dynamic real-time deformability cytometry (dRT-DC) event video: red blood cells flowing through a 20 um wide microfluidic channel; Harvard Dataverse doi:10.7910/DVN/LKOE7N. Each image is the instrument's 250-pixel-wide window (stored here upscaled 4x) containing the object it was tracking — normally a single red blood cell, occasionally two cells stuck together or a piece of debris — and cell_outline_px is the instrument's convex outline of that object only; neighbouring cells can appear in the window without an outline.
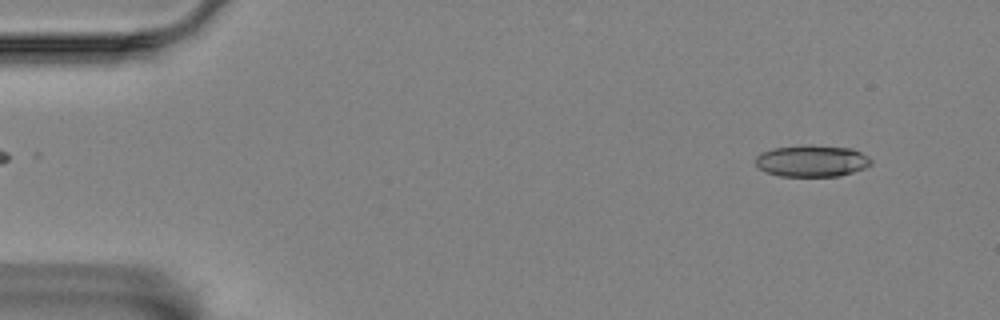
{"species": "Egyptian fruit bat (a non-hibernating species)", "species_latin": "Rousettus aegyptiacus", "temperature_condition": "room temperature", "stored_images_in_passage": 56, "camera_frame_rate_fps": 3000, "um_per_image_px": 0.085, "animal": {"sex": "female"}, "frame": {"image": 1, "passage_image": 4, "time_ms": 1.0, "image_size_px": [1000, 320], "cell_outline_px": [[872, 164], [864, 168], [840, 176], [780, 176], [764, 172], [756, 164], [756, 156], [760, 152], [772, 148], [808, 144], [852, 148], [868, 156], [872, 160]], "centroid_in_image_um": [69.0, 13.67], "position_along_channel_um": 16.0, "area_um2": 21.56}}
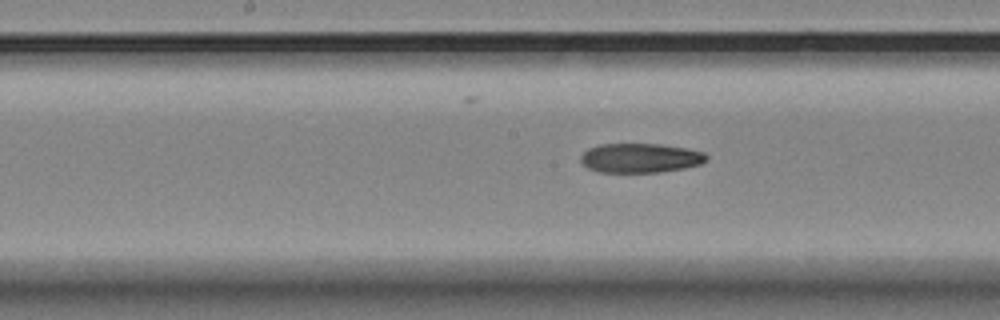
{"frame": {"image": 2, "passage_image": 28, "time_ms": 9.0, "image_size_px": [1000, 320], "cell_outline_px": [[708, 160], [700, 164], [684, 168], [660, 172], [600, 172], [588, 168], [580, 160], [580, 156], [588, 148], [600, 144], [660, 144], [684, 148], [704, 152], [708, 156]], "centroid_in_image_um": [54.43, 13.43], "position_along_channel_um": 193.8, "area_um2": 21.5}}
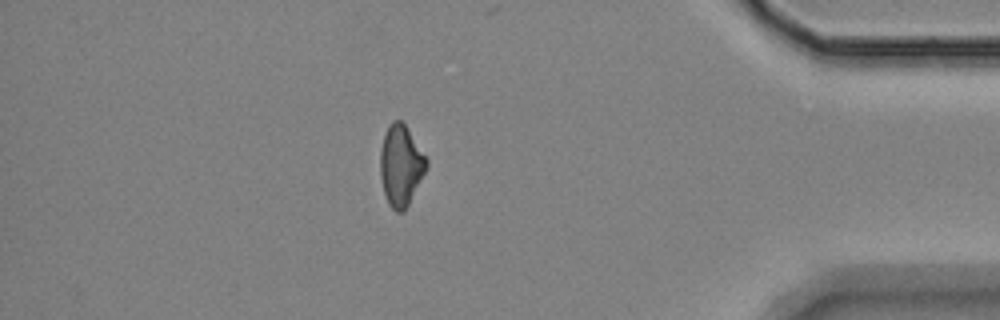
{"frame": {"image": 3, "passage_image": 49, "time_ms": 16.0, "image_size_px": [1000, 320], "cell_outline_px": [[428, 164], [404, 212], [396, 212], [388, 204], [384, 192], [380, 176], [380, 152], [384, 136], [388, 124], [392, 120], [400, 120], [404, 124], [428, 160]], "centroid_in_image_um": [34.04, 14.06], "position_along_channel_um": 401.2, "area_um2": 21.39}, "authors_computed_cell_mechanics": {"area_um2": 21.7617, "velocity_mm_per_s": 3.4838, "shape_relaxation_time_tau1_ms": null, "shape_relaxation_time_tau2_ms": 5.4368, "deformation_change_tau1": null, "deformation_change_tau2": 0.1365}}